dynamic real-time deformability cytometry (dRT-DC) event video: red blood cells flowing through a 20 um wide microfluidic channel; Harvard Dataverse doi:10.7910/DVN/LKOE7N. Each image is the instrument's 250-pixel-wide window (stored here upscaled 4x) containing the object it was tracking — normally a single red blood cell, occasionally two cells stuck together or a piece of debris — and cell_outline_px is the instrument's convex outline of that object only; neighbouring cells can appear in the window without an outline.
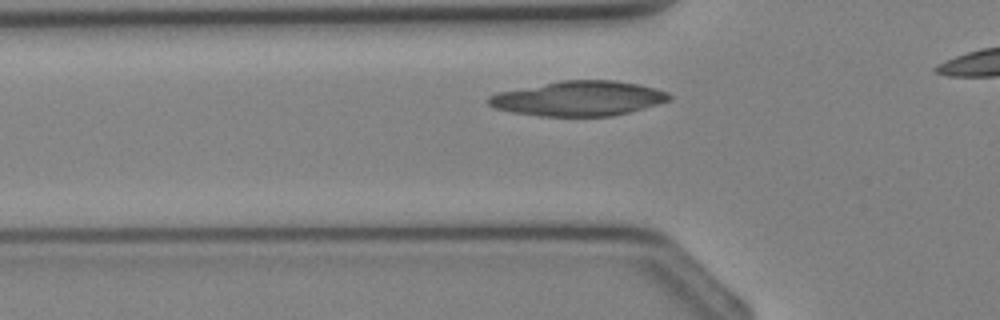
{"species": "Egyptian fruit bat (a non-hibernating species)", "species_latin": "Rousettus aegyptiacus", "temperature_condition": "cold", "stored_images_in_passage": 14, "camera_frame_rate_fps": 3000, "um_per_image_px": 0.085, "animal": {"sex": "female"}, "frame": {"image": 1, "passage_image": 3, "time_ms": 0.667, "image_size_px": [1000, 320], "cell_outline_px": [[672, 100], [644, 108], [612, 116], [540, 116], [512, 112], [496, 108], [488, 104], [484, 100], [488, 96], [496, 92], [560, 80], [612, 80], [636, 84], [656, 88], [668, 92], [672, 96]], "centroid_in_image_um": [49.16, 8.36], "position_along_channel_um": 76.6, "area_um2": 36.88}}
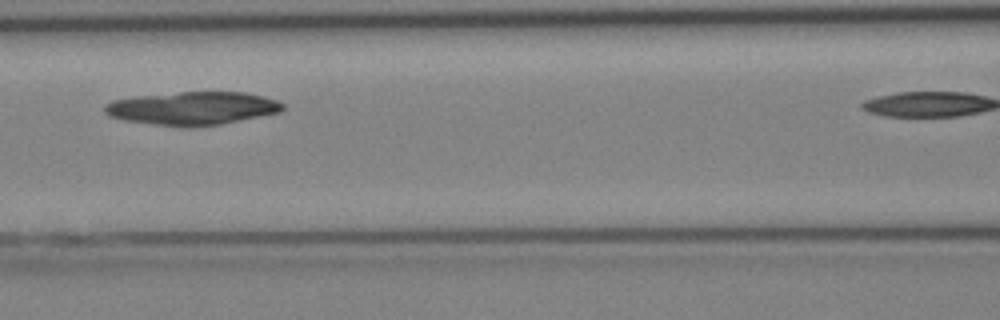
{"frame": {"image": 2, "passage_image": 7, "time_ms": 2.0, "image_size_px": [1000, 320], "cell_outline_px": [[284, 108], [280, 112], [220, 124], [192, 128], [180, 128], [124, 120], [112, 116], [104, 112], [104, 104], [112, 100], [136, 96], [180, 92], [244, 92], [264, 96], [276, 100], [284, 104]], "centroid_in_image_um": [16.35, 9.21], "position_along_channel_um": 150.3, "area_um2": 34.62}}